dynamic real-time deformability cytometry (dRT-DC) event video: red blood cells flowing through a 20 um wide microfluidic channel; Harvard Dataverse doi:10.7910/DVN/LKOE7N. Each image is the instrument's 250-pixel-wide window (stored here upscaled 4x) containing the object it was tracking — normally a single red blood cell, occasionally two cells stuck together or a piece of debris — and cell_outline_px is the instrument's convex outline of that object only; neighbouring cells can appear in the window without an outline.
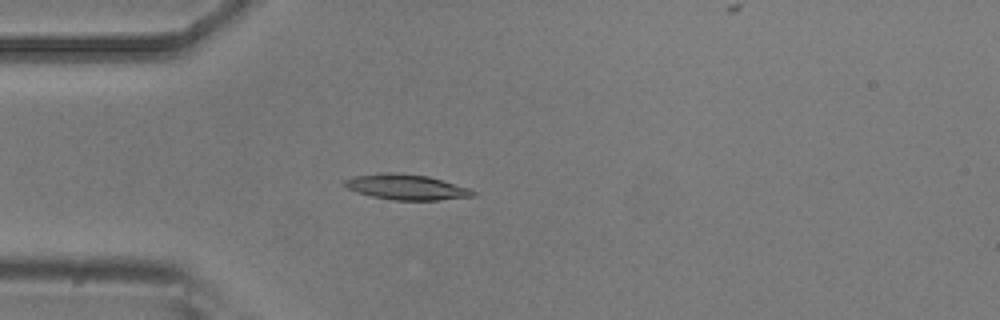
{"species": "common noctule bat (a hibernating species)", "species_latin": "Nyctalus noctula", "temperature_condition": "room temperature", "stored_images_in_passage": 50, "camera_frame_rate_fps": 3000, "um_per_image_px": 0.085, "animal": {"sex": "male", "body_mass_g": 20.5, "forearm_length_mm": 52.5}, "frame": {"image": 1, "passage_image": 14, "time_ms": 4.333, "image_size_px": [1000, 320], "cell_outline_px": [[476, 196], [440, 200], [392, 200], [372, 196], [356, 192], [344, 188], [340, 184], [344, 180], [352, 176], [380, 172], [400, 172], [428, 176], [468, 188], [476, 192]], "centroid_in_image_um": [34.45, 15.89], "position_along_channel_um": 50.5, "area_um2": 19.36}}
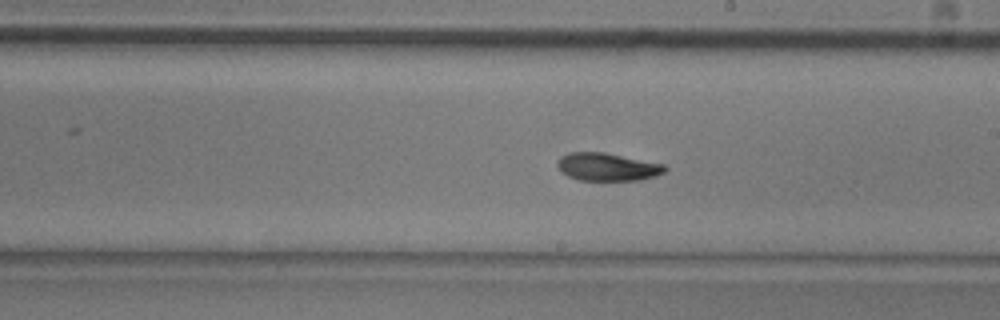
{"frame": {"image": 2, "passage_image": 29, "time_ms": 9.333, "image_size_px": [1000, 320], "cell_outline_px": [[668, 168], [664, 172], [656, 176], [640, 180], [580, 180], [568, 176], [560, 172], [556, 164], [556, 160], [560, 156], [568, 152], [604, 152], [664, 164]], "centroid_in_image_um": [51.59, 14.18], "position_along_channel_um": 237.4, "area_um2": 17.63}}
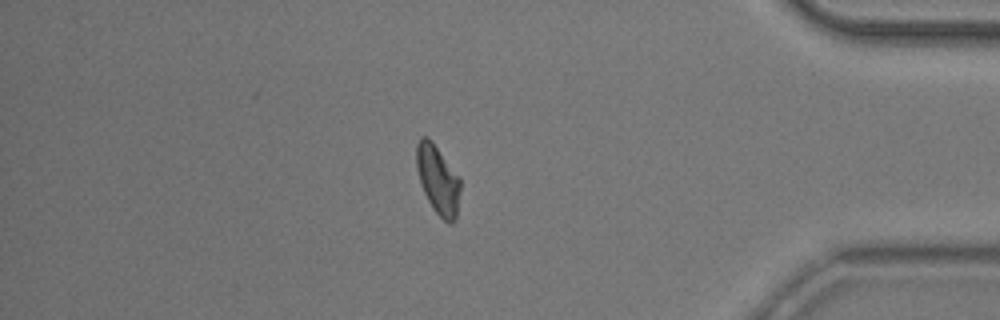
{"frame": {"image": 3, "passage_image": 44, "time_ms": 14.333, "image_size_px": [1000, 320], "cell_outline_px": [[460, 188], [456, 220], [452, 224], [448, 224], [432, 208], [424, 192], [416, 168], [416, 144], [420, 136], [428, 136], [432, 140], [460, 176]], "centroid_in_image_um": [37.23, 15.24], "position_along_channel_um": 398.0, "area_um2": 17.86}, "authors_computed_cell_mechanics": {"area_um2": 17.7446, "velocity_mm_per_s": 3.906, "shape_relaxation_time_tau1_ms": 3.682, "shape_relaxation_time_tau2_ms": 8.4492, "deformation_change_tau1": 0.1373, "deformation_change_tau2": 0.125}}